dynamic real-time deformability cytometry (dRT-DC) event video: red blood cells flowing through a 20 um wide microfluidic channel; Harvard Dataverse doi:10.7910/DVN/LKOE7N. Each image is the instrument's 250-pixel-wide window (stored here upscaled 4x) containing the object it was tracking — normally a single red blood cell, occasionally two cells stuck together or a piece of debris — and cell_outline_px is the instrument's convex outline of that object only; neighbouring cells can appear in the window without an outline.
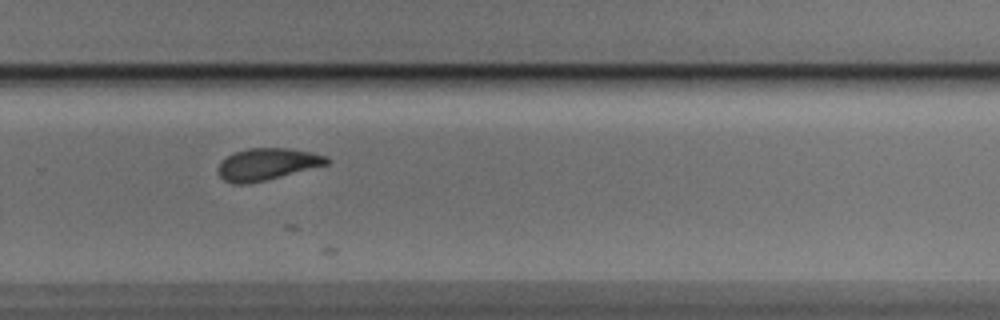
{"species": "Egyptian fruit bat (a non-hibernating species)", "species_latin": "Rousettus aegyptiacus", "temperature_condition": "cold", "stored_images_in_passage": 37, "camera_frame_rate_fps": 3000, "um_per_image_px": 0.085, "animal": {"sex": "male"}, "frame": {"image": 1, "passage_image": 21, "time_ms": 6.667, "image_size_px": [1000, 320], "cell_outline_px": [[332, 160], [328, 164], [248, 184], [232, 184], [224, 180], [220, 176], [216, 168], [220, 160], [232, 152], [248, 148], [288, 148], [312, 152], [328, 156]], "centroid_in_image_um": [22.66, 13.94], "position_along_channel_um": 307.1, "area_um2": 20.4}}
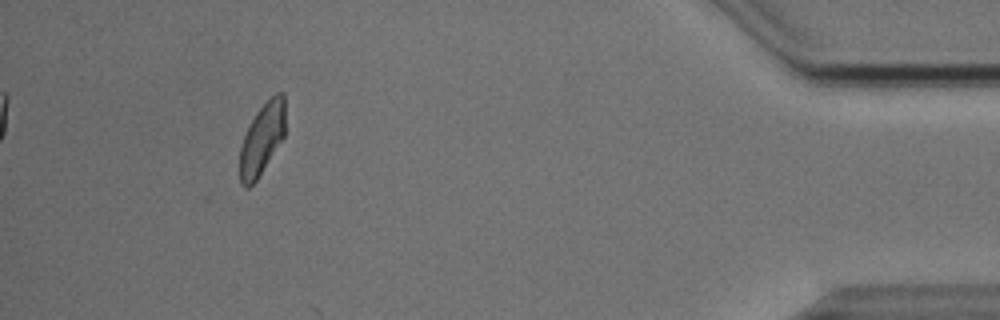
{"frame": {"image": 2, "passage_image": 34, "time_ms": 11.0, "image_size_px": [1000, 320], "cell_outline_px": [[284, 136], [256, 180], [248, 188], [240, 180], [240, 148], [248, 124], [256, 112], [276, 92], [284, 92]], "centroid_in_image_um": [22.26, 11.77], "position_along_channel_um": 412.9, "area_um2": 18.5}}